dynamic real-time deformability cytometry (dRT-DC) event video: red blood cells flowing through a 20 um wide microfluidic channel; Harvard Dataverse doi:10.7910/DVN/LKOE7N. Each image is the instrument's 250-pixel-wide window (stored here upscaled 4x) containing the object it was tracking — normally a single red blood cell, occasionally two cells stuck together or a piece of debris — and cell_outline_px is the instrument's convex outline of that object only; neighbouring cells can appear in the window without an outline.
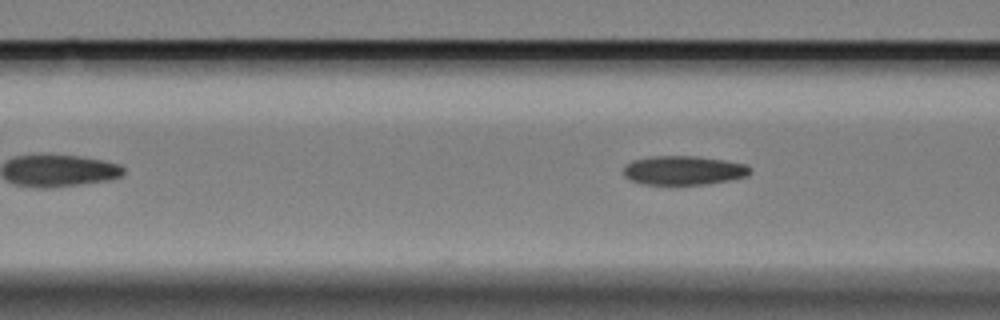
{"species": "Egyptian fruit bat (a non-hibernating species)", "species_latin": "Rousettus aegyptiacus", "temperature_condition": "cold", "stored_images_in_passage": 9, "camera_frame_rate_fps": 3000, "um_per_image_px": 0.085, "animal": {"sex": "female"}, "frame": {"image": 1, "passage_image": 9, "time_ms": 2.667, "image_size_px": [1000, 320], "cell_outline_px": [[752, 172], [748, 176], [708, 184], [640, 184], [624, 176], [624, 168], [632, 160], [652, 156], [696, 156], [724, 160], [744, 164], [752, 168]], "centroid_in_image_um": [58.13, 14.48], "position_along_channel_um": 108.5, "area_um2": 21.39}}